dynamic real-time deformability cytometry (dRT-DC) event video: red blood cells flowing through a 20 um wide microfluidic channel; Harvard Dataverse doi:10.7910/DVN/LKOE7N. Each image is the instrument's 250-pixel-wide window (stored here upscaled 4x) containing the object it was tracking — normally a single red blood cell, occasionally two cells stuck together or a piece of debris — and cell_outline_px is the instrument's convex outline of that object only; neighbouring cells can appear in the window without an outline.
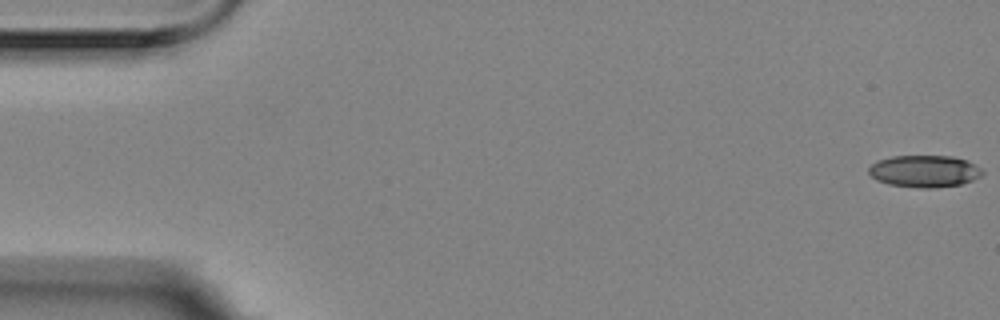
{"species": "Egyptian fruit bat (a non-hibernating species)", "species_latin": "Rousettus aegyptiacus", "temperature_condition": "room temperature", "stored_images_in_passage": 4, "camera_frame_rate_fps": 3000, "um_per_image_px": 0.085, "animal": {"sex": "female"}, "frame": {"image": 1, "passage_image": 1, "time_ms": 0.0, "image_size_px": [1000, 320], "cell_outline_px": [[984, 172], [980, 176], [972, 180], [960, 184], [936, 188], [924, 188], [888, 184], [876, 180], [868, 172], [868, 168], [876, 160], [892, 156], [952, 156], [968, 160], [980, 168]], "centroid_in_image_um": [78.56, 14.54], "position_along_channel_um": 6.4, "area_um2": 21.21}}